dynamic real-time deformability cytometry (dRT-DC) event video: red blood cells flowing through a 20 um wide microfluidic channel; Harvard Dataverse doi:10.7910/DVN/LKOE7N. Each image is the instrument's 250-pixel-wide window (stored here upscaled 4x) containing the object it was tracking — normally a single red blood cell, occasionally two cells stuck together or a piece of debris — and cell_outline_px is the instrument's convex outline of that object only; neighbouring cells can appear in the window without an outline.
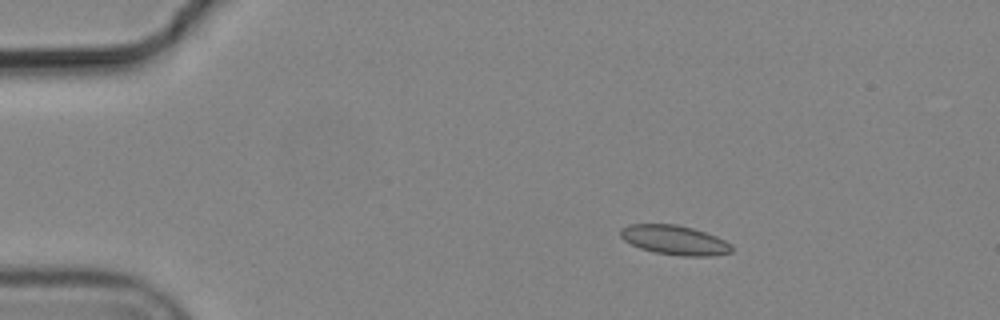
{"species": "common noctule bat (a hibernating species)", "species_latin": "Nyctalus noctula", "temperature_condition": "cold", "stored_images_in_passage": 4, "camera_frame_rate_fps": 3000, "um_per_image_px": 0.085, "animal": {"sex": "male", "body_mass_g": 19.2, "forearm_length_mm": 51.8}, "frame": {"image": 1, "passage_image": 2, "time_ms": 0.333, "image_size_px": [1000, 320], "cell_outline_px": [[732, 252], [712, 256], [684, 256], [656, 252], [640, 248], [624, 240], [620, 236], [620, 228], [628, 224], [676, 224], [692, 228], [716, 236], [732, 244]], "centroid_in_image_um": [57.34, 20.4], "position_along_channel_um": 27.7, "area_um2": 19.02}}